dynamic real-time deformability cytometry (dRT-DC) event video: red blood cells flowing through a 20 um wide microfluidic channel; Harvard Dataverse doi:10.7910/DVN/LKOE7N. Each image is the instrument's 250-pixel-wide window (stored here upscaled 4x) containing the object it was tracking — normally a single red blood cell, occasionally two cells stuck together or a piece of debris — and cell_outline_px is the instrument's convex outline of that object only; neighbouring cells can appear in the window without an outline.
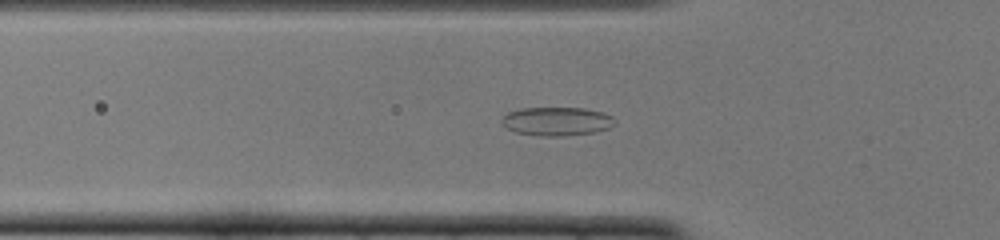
{"species": "common noctule bat (a hibernating species)", "species_latin": "Nyctalus noctula", "temperature_condition": "cold", "stored_images_in_passage": 51, "camera_frame_rate_fps": 3000, "um_per_image_px": 0.085, "animal": {"sex": "female", "body_mass_g": 22.0, "forearm_length_mm": 56.7}, "frame": {"image": 1, "passage_image": 17, "time_ms": 5.333, "image_size_px": [1000, 240], "cell_outline_px": [[616, 124], [608, 128], [596, 132], [564, 136], [536, 136], [516, 132], [500, 124], [500, 120], [508, 112], [520, 108], [584, 108], [604, 112], [612, 116], [616, 120]], "centroid_in_image_um": [47.33, 10.31], "position_along_channel_um": 78.5, "area_um2": 19.13}}
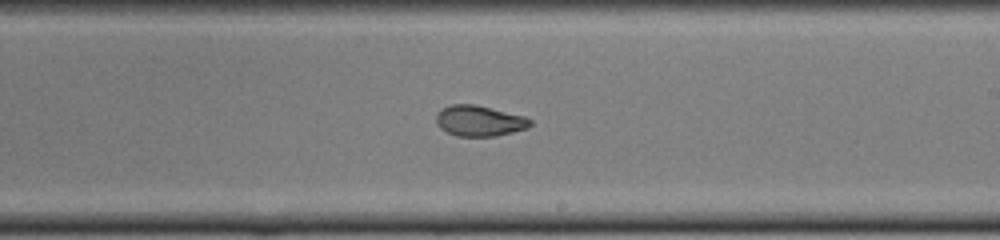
{"frame": {"image": 2, "passage_image": 30, "time_ms": 9.667, "image_size_px": [1000, 240], "cell_outline_px": [[532, 124], [528, 128], [496, 136], [456, 136], [440, 128], [436, 120], [436, 112], [452, 104], [476, 104], [524, 116], [532, 120]], "centroid_in_image_um": [40.75, 10.27], "position_along_channel_um": 248.2, "area_um2": 16.82}}
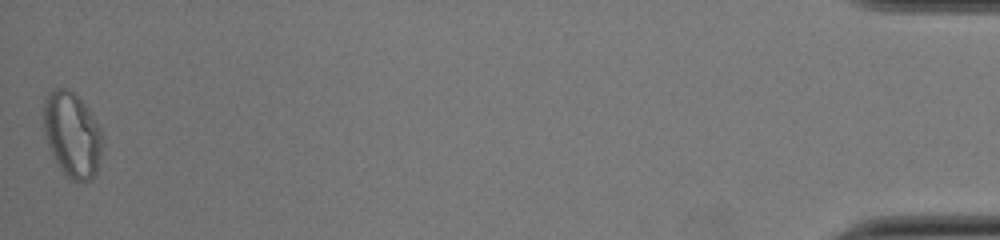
{"frame": {"image": 3, "passage_image": 51, "time_ms": 16.667, "image_size_px": [1000, 240], "cell_outline_px": [[100, 156], [96, 172], [88, 180], [72, 180], [60, 168], [48, 144], [44, 132], [44, 100], [48, 92], [52, 88], [68, 88], [84, 104], [100, 128]], "centroid_in_image_um": [6.09, 11.4], "position_along_channel_um": 429.1, "area_um2": 28.26}, "authors_computed_cell_mechanics": {"area_um2": 19.074, "velocity_mm_per_s": 3.9168, "shape_relaxation_time_tau1_ms": 10.7423, "shape_relaxation_time_tau2_ms": 2.6154, "deformation_change_tau1": 0.2174, "deformation_change_tau2": 0.0709}}